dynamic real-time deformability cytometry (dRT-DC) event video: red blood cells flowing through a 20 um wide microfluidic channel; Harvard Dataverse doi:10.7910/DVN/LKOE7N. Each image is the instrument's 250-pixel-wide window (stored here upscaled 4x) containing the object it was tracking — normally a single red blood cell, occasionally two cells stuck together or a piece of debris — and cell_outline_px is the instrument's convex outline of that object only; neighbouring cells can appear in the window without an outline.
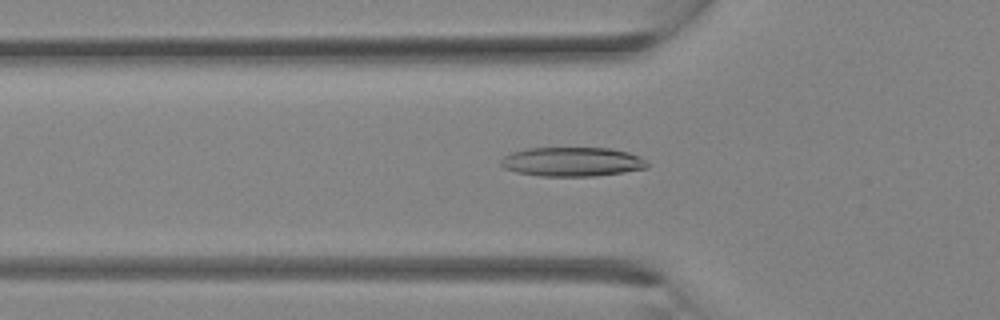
{"species": "Egyptian fruit bat (a non-hibernating species)", "species_latin": "Rousettus aegyptiacus", "temperature_condition": "room temperature", "stored_images_in_passage": 3, "camera_frame_rate_fps": 3000, "um_per_image_px": 0.085, "animal": {"sex": "female"}, "frame": {"image": 1, "passage_image": 2, "time_ms": 0.333, "image_size_px": [1000, 320], "cell_outline_px": [[648, 168], [624, 172], [596, 176], [540, 176], [516, 172], [504, 168], [500, 164], [500, 160], [504, 156], [512, 152], [524, 148], [612, 148], [628, 152], [640, 156], [648, 164]], "centroid_in_image_um": [48.63, 13.75], "position_along_channel_um": 77.2, "area_um2": 25.09}}